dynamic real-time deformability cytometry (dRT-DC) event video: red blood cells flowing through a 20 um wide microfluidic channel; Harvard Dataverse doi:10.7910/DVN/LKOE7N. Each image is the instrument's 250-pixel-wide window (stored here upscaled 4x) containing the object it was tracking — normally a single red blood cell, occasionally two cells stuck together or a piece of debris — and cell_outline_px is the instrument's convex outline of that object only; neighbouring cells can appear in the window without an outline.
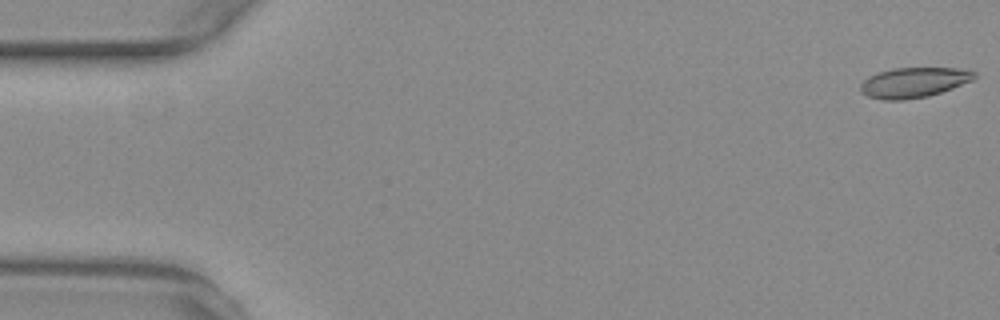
{"species": "common noctule bat (a hibernating species)", "species_latin": "Nyctalus noctula", "temperature_condition": "warm", "stored_images_in_passage": 15, "camera_frame_rate_fps": 3000, "um_per_image_px": 0.085, "animal": {"sex": "female", "body_mass_g": 29.2, "forearm_length_mm": 56.3}, "frame": {"image": 1, "passage_image": 1, "time_ms": 0.0, "image_size_px": [1000, 320], "cell_outline_px": [[976, 76], [972, 80], [952, 88], [928, 96], [904, 100], [884, 100], [868, 96], [860, 92], [860, 84], [868, 76], [892, 68], [956, 68], [976, 72]], "centroid_in_image_um": [77.64, 7.01], "position_along_channel_um": 7.4, "area_um2": 19.88}}
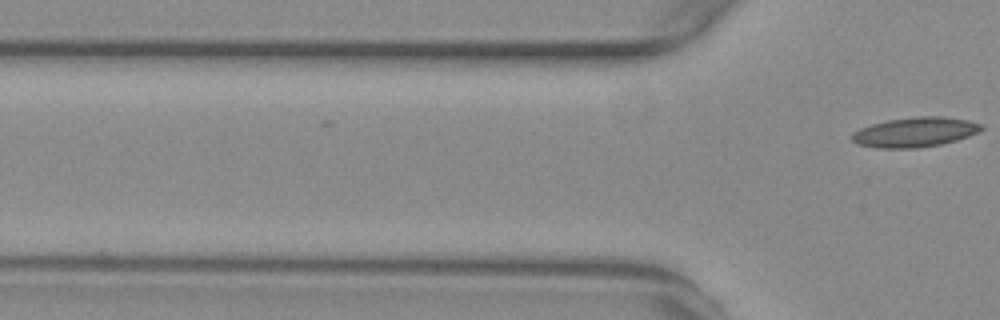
{"frame": {"image": 2, "passage_image": 15, "time_ms": 4.667, "image_size_px": [1000, 320], "cell_outline_px": [[984, 128], [968, 136], [956, 140], [940, 144], [916, 148], [876, 148], [856, 144], [852, 140], [852, 132], [860, 128], [872, 124], [888, 120], [912, 116], [944, 116], [968, 120], [984, 124]], "centroid_in_image_um": [77.76, 11.22], "position_along_channel_um": 48.0, "area_um2": 22.54}}